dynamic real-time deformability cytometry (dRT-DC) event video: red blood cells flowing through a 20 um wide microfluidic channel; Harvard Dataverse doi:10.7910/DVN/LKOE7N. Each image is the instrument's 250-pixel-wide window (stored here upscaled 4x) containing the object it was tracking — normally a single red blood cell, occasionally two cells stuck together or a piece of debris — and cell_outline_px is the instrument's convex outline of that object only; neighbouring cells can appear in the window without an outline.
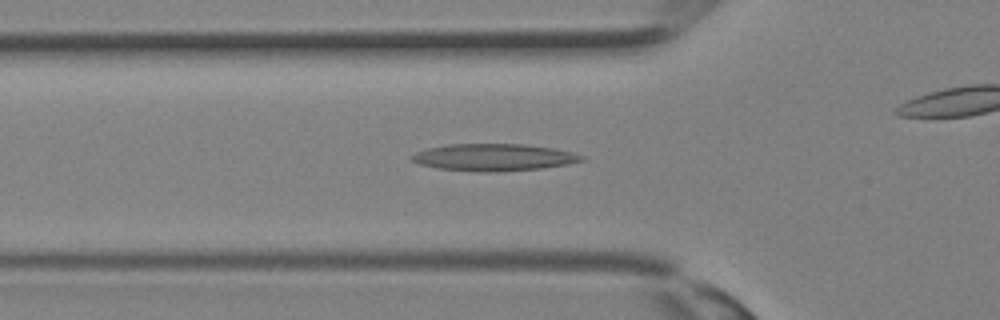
{"species": "Egyptian fruit bat (a non-hibernating species)", "species_latin": "Rousettus aegyptiacus", "temperature_condition": "room temperature", "stored_images_in_passage": 25, "camera_frame_rate_fps": 3000, "um_per_image_px": 0.085, "animal": {"sex": "female"}, "frame": {"image": 1, "passage_image": 10, "time_ms": 3.0, "image_size_px": [1000, 320], "cell_outline_px": [[584, 160], [568, 164], [544, 168], [496, 172], [480, 172], [440, 168], [420, 164], [412, 160], [408, 156], [416, 152], [428, 148], [448, 144], [524, 144], [552, 148], [572, 152], [584, 156]], "centroid_in_image_um": [41.97, 13.37], "position_along_channel_um": 83.8, "area_um2": 26.76}}
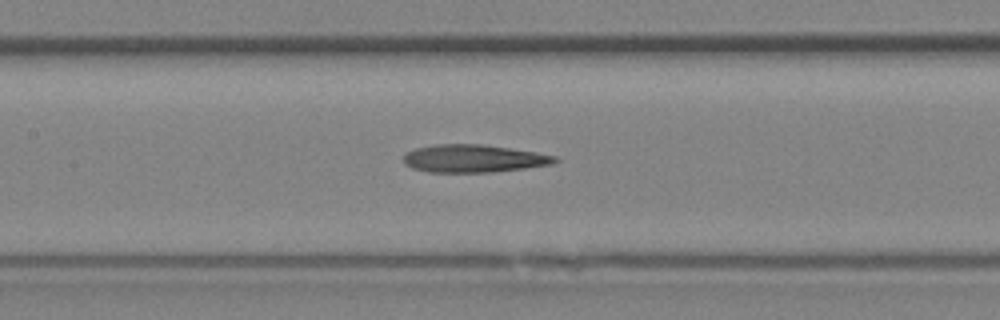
{"frame": {"image": 2, "passage_image": 14, "time_ms": 4.333, "image_size_px": [1000, 320], "cell_outline_px": [[560, 160], [552, 164], [524, 168], [492, 172], [428, 172], [412, 168], [404, 164], [404, 152], [416, 148], [436, 144], [480, 144], [536, 152], [556, 156]], "centroid_in_image_um": [40.23, 13.47], "position_along_channel_um": 167.2, "area_um2": 24.45}}
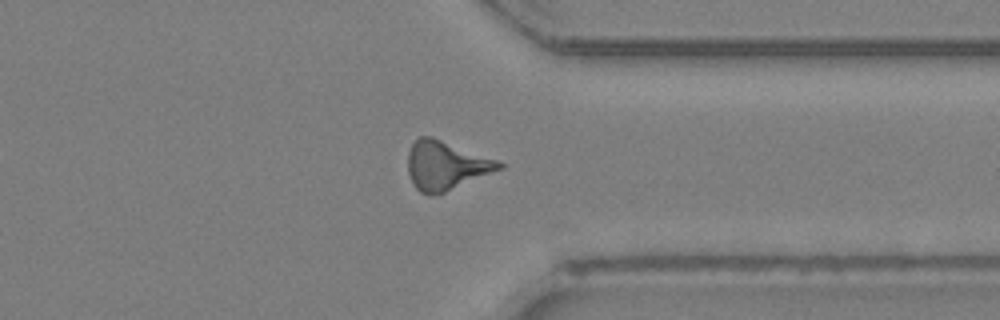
{"frame": {"image": 3, "passage_image": 24, "time_ms": 7.667, "image_size_px": [1000, 320], "cell_outline_px": [[504, 168], [444, 192], [432, 196], [420, 192], [416, 188], [408, 172], [408, 152], [412, 144], [420, 136], [432, 136], [496, 160], [504, 164]], "centroid_in_image_um": [37.88, 14.06], "position_along_channel_um": 373.5, "area_um2": 25.61}}